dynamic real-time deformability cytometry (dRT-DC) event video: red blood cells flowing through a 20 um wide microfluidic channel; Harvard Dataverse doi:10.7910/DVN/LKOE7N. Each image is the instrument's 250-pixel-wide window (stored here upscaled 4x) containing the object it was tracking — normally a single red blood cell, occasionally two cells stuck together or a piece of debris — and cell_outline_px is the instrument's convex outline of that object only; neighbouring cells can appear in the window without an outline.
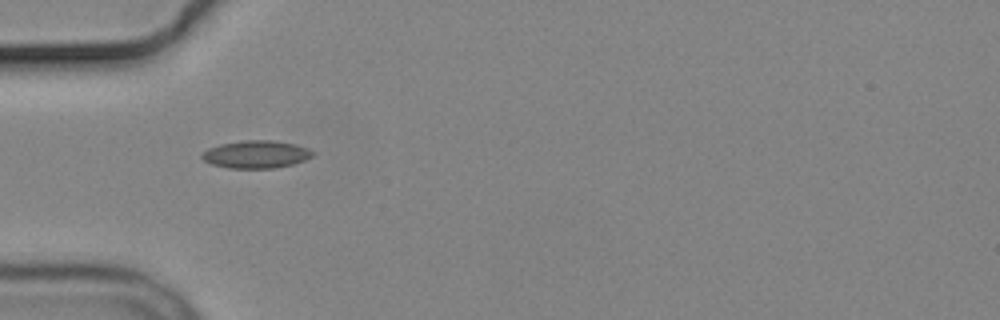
{"species": "common noctule bat (a hibernating species)", "species_latin": "Nyctalus noctula", "temperature_condition": "cold", "stored_images_in_passage": 6, "camera_frame_rate_fps": 3000, "um_per_image_px": 0.085, "animal": {"sex": "male", "body_mass_g": 19.2, "forearm_length_mm": 51.8}, "frame": {"image": 1, "passage_image": 1, "time_ms": 0.0, "image_size_px": [1000, 320], "cell_outline_px": [[316, 152], [312, 156], [304, 160], [292, 164], [272, 168], [228, 168], [212, 164], [204, 160], [200, 156], [208, 148], [220, 144], [244, 140], [272, 140], [292, 144], [308, 148]], "centroid_in_image_um": [21.76, 13.12], "position_along_channel_um": 63.2, "area_um2": 17.69}}
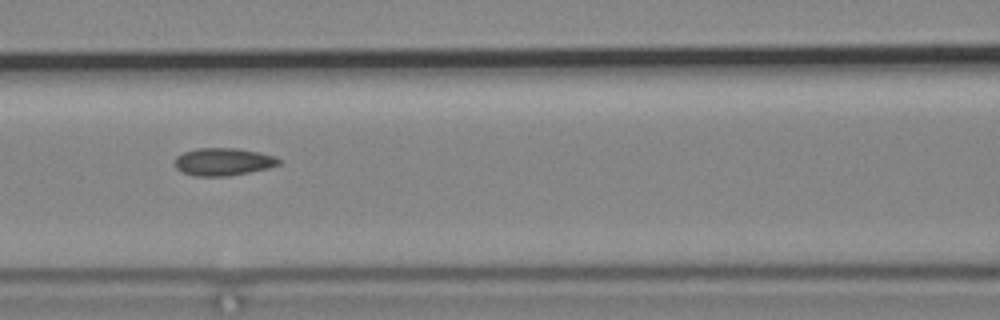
{"frame": {"image": 2, "passage_image": 3, "time_ms": 2.333, "image_size_px": [1000, 320], "cell_outline_px": [[280, 164], [268, 168], [228, 176], [196, 176], [184, 172], [176, 168], [172, 160], [176, 156], [184, 152], [196, 148], [236, 148], [260, 152], [276, 156], [280, 160]], "centroid_in_image_um": [18.96, 13.74], "position_along_channel_um": 147.6, "area_um2": 16.82}}
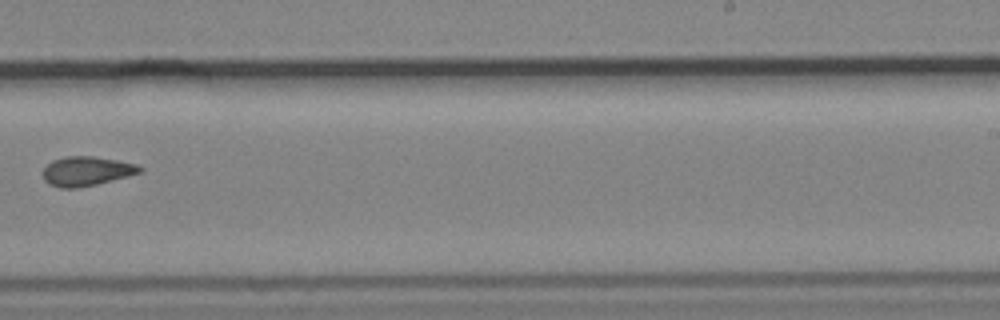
{"frame": {"image": 3, "passage_image": 6, "time_ms": 6.0, "image_size_px": [1000, 320], "cell_outline_px": [[144, 168], [140, 172], [128, 176], [96, 184], [76, 188], [60, 188], [48, 184], [44, 180], [44, 168], [52, 160], [64, 156], [92, 156], [116, 160], [136, 164]], "centroid_in_image_um": [7.33, 14.54], "position_along_channel_um": 281.7, "area_um2": 16.47}}